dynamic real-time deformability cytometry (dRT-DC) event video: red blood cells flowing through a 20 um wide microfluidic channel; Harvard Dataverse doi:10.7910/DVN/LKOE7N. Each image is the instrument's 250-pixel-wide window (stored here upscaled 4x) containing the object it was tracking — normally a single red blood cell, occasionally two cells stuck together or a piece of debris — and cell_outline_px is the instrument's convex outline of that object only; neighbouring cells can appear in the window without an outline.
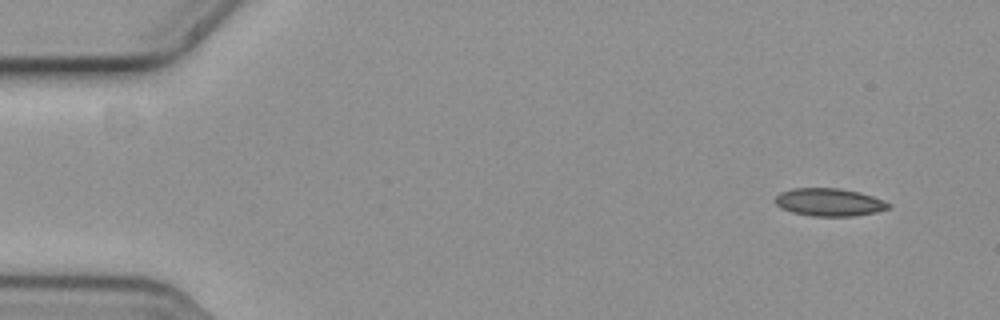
{"species": "common noctule bat (a hibernating species)", "species_latin": "Nyctalus noctula", "temperature_condition": "cold", "stored_images_in_passage": 9, "camera_frame_rate_fps": 3000, "um_per_image_px": 0.085, "animal": {"sex": "female", "body_mass_g": 19.3, "forearm_length_mm": 54.1}, "frame": {"image": 1, "passage_image": 1, "time_ms": 0.0, "image_size_px": [1000, 320], "cell_outline_px": [[892, 208], [876, 212], [852, 216], [812, 216], [792, 212], [780, 208], [776, 204], [776, 196], [780, 192], [792, 188], [840, 188], [860, 192], [884, 200], [892, 204]], "centroid_in_image_um": [70.51, 17.18], "position_along_channel_um": 14.5, "area_um2": 18.5}}
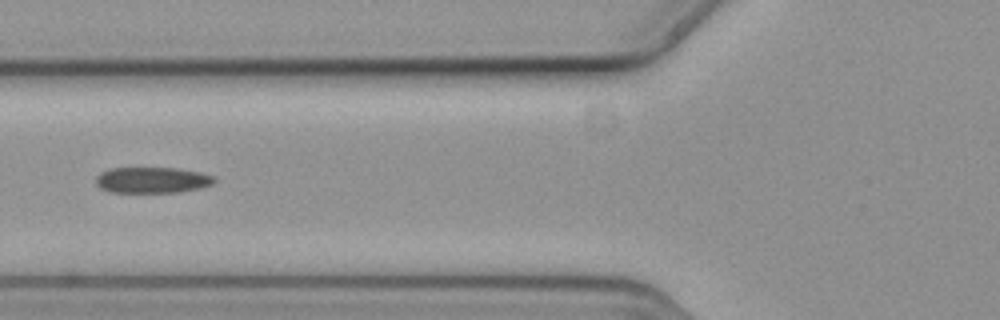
{"frame": {"image": 2, "passage_image": 6, "time_ms": 1.667, "image_size_px": [1000, 320], "cell_outline_px": [[216, 180], [212, 184], [200, 188], [180, 192], [112, 192], [100, 188], [96, 184], [96, 176], [100, 172], [108, 168], [176, 168], [200, 172], [216, 176]], "centroid_in_image_um": [12.94, 15.3], "position_along_channel_um": 112.9, "area_um2": 18.03}}
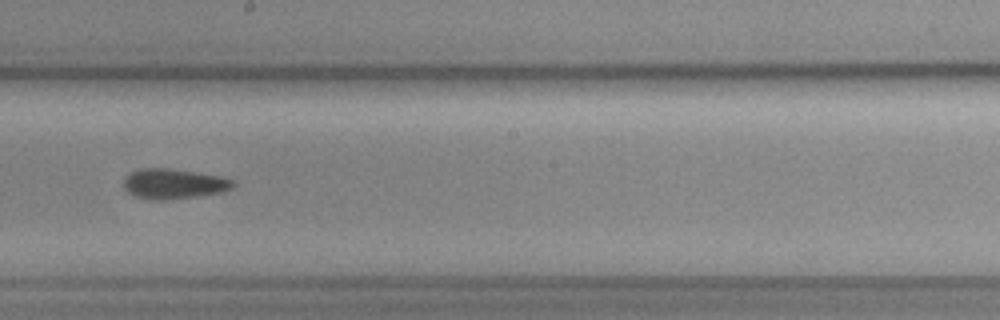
{"frame": {"image": 3, "passage_image": 9, "time_ms": 2.667, "image_size_px": [1000, 320], "cell_outline_px": [[236, 184], [232, 188], [220, 192], [196, 196], [164, 200], [152, 200], [136, 196], [128, 192], [124, 188], [124, 176], [140, 168], [168, 168], [220, 176], [232, 180]], "centroid_in_image_um": [14.73, 15.62], "position_along_channel_um": 233.5, "area_um2": 19.02}}